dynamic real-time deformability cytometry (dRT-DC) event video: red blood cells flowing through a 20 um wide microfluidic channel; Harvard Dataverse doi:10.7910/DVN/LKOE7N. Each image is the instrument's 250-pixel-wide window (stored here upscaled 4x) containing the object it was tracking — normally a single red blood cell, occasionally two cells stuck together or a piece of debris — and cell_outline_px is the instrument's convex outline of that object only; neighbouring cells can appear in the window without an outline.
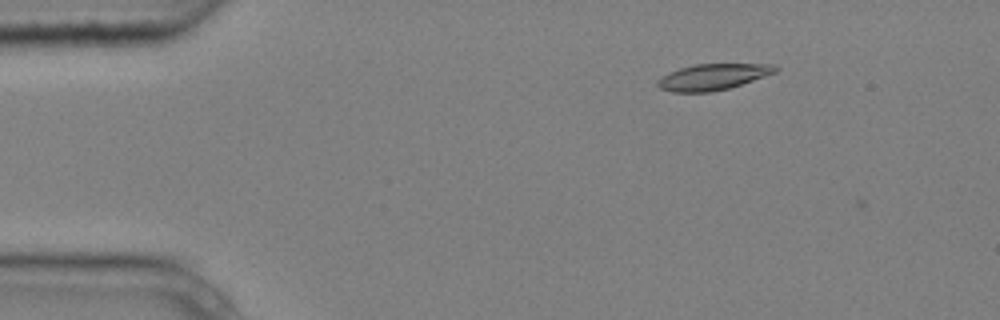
{"species": "common noctule bat (a hibernating species)", "species_latin": "Nyctalus noctula", "temperature_condition": "cold", "stored_images_in_passage": 3, "camera_frame_rate_fps": 3000, "um_per_image_px": 0.085, "animal": {"sex": "male", "body_mass_g": 20.4}, "frame": {"image": 1, "passage_image": 1, "time_ms": 0.0, "image_size_px": [1000, 320], "cell_outline_px": [[780, 68], [776, 72], [728, 88], [708, 92], [672, 92], [660, 88], [656, 84], [656, 80], [668, 72], [680, 68], [696, 64], [776, 64]], "centroid_in_image_um": [60.57, 6.53], "position_along_channel_um": 24.4, "area_um2": 17.8}}